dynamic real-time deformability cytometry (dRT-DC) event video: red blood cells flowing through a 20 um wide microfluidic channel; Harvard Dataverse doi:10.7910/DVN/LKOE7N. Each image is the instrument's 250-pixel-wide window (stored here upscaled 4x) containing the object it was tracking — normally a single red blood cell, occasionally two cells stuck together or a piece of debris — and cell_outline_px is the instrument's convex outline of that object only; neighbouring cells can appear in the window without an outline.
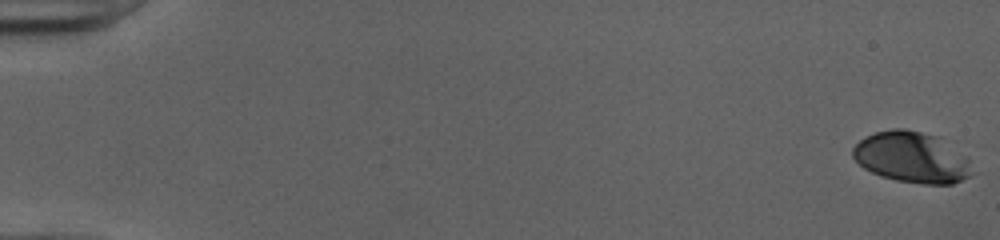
{"species": "human", "species_latin": "Homo sapiens", "temperature_condition": "cold", "stored_images_in_passage": 53, "camera_frame_rate_fps": 3000, "um_per_image_px": 0.085, "donor": {"sex": "female"}, "frame": {"image": 1, "passage_image": 1, "time_ms": 0.0, "image_size_px": [1000, 240], "cell_outline_px": [[980, 172], [972, 176], [952, 184], [924, 184], [896, 180], [880, 176], [864, 168], [852, 156], [852, 148], [860, 140], [876, 132], [892, 128], [904, 128], [936, 136], [964, 156]], "centroid_in_image_um": [77.54, 13.4], "position_along_channel_um": 7.5, "area_um2": 35.43}}
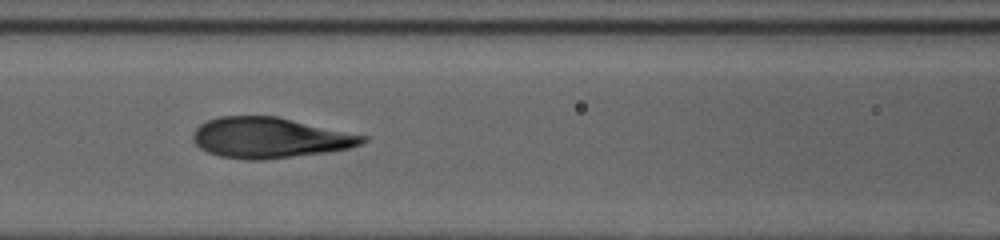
{"frame": {"image": 2, "passage_image": 25, "time_ms": 8.0, "image_size_px": [1000, 240], "cell_outline_px": [[368, 140], [360, 144], [348, 148], [324, 152], [264, 160], [244, 160], [220, 156], [208, 152], [200, 148], [196, 144], [196, 128], [208, 120], [220, 116], [276, 116], [368, 136]], "centroid_in_image_um": [22.96, 11.71], "position_along_channel_um": 143.6, "area_um2": 39.59}}
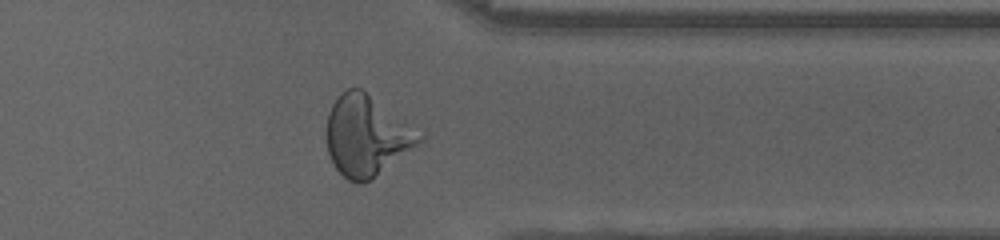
{"frame": {"image": 3, "passage_image": 43, "time_ms": 14.0, "image_size_px": [1000, 240], "cell_outline_px": [[424, 140], [368, 180], [360, 184], [356, 184], [348, 180], [332, 164], [328, 152], [328, 112], [332, 104], [340, 92], [348, 88], [360, 88], [424, 136]], "centroid_in_image_um": [31.11, 11.54], "position_along_channel_um": 380.3, "area_um2": 42.14}, "authors_computed_cell_mechanics": {"area_um2": 39.4196, "velocity_mm_per_s": 4.0127, "shape_relaxation_time_tau1_ms": 3.9567, "shape_relaxation_time_tau2_ms": null, "deformation_change_tau1": 0.2188, "deformation_change_tau2": null}}